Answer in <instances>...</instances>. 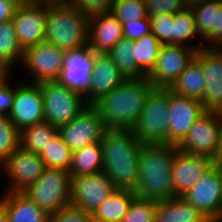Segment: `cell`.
<instances>
[{
  "mask_svg": "<svg viewBox=\"0 0 222 222\" xmlns=\"http://www.w3.org/2000/svg\"><path fill=\"white\" fill-rule=\"evenodd\" d=\"M153 87L147 77L128 78L91 105L106 129L133 130Z\"/></svg>",
  "mask_w": 222,
  "mask_h": 222,
  "instance_id": "obj_1",
  "label": "cell"
},
{
  "mask_svg": "<svg viewBox=\"0 0 222 222\" xmlns=\"http://www.w3.org/2000/svg\"><path fill=\"white\" fill-rule=\"evenodd\" d=\"M177 146L143 144L139 152L138 182L133 190L137 197L162 201L175 197L172 165Z\"/></svg>",
  "mask_w": 222,
  "mask_h": 222,
  "instance_id": "obj_2",
  "label": "cell"
},
{
  "mask_svg": "<svg viewBox=\"0 0 222 222\" xmlns=\"http://www.w3.org/2000/svg\"><path fill=\"white\" fill-rule=\"evenodd\" d=\"M101 144L104 174L118 189L134 190L143 143L132 130L106 129Z\"/></svg>",
  "mask_w": 222,
  "mask_h": 222,
  "instance_id": "obj_3",
  "label": "cell"
},
{
  "mask_svg": "<svg viewBox=\"0 0 222 222\" xmlns=\"http://www.w3.org/2000/svg\"><path fill=\"white\" fill-rule=\"evenodd\" d=\"M89 17L70 3L47 4L44 40L68 51L88 44Z\"/></svg>",
  "mask_w": 222,
  "mask_h": 222,
  "instance_id": "obj_4",
  "label": "cell"
},
{
  "mask_svg": "<svg viewBox=\"0 0 222 222\" xmlns=\"http://www.w3.org/2000/svg\"><path fill=\"white\" fill-rule=\"evenodd\" d=\"M169 105L170 88L153 87L132 130L140 142L167 145Z\"/></svg>",
  "mask_w": 222,
  "mask_h": 222,
  "instance_id": "obj_5",
  "label": "cell"
},
{
  "mask_svg": "<svg viewBox=\"0 0 222 222\" xmlns=\"http://www.w3.org/2000/svg\"><path fill=\"white\" fill-rule=\"evenodd\" d=\"M22 192L47 214L55 213L70 205L71 176L66 170L47 168Z\"/></svg>",
  "mask_w": 222,
  "mask_h": 222,
  "instance_id": "obj_6",
  "label": "cell"
},
{
  "mask_svg": "<svg viewBox=\"0 0 222 222\" xmlns=\"http://www.w3.org/2000/svg\"><path fill=\"white\" fill-rule=\"evenodd\" d=\"M44 104V118L54 126L69 123L88 103L80 94L57 81L40 83Z\"/></svg>",
  "mask_w": 222,
  "mask_h": 222,
  "instance_id": "obj_7",
  "label": "cell"
},
{
  "mask_svg": "<svg viewBox=\"0 0 222 222\" xmlns=\"http://www.w3.org/2000/svg\"><path fill=\"white\" fill-rule=\"evenodd\" d=\"M221 114L206 111L192 125L177 149L191 154L216 159L221 142Z\"/></svg>",
  "mask_w": 222,
  "mask_h": 222,
  "instance_id": "obj_8",
  "label": "cell"
},
{
  "mask_svg": "<svg viewBox=\"0 0 222 222\" xmlns=\"http://www.w3.org/2000/svg\"><path fill=\"white\" fill-rule=\"evenodd\" d=\"M96 54L88 44L66 51L62 70L56 80L83 96L88 104H91V81Z\"/></svg>",
  "mask_w": 222,
  "mask_h": 222,
  "instance_id": "obj_9",
  "label": "cell"
},
{
  "mask_svg": "<svg viewBox=\"0 0 222 222\" xmlns=\"http://www.w3.org/2000/svg\"><path fill=\"white\" fill-rule=\"evenodd\" d=\"M105 130L98 111L88 104L69 123L59 126L58 134L73 152L87 145L101 142Z\"/></svg>",
  "mask_w": 222,
  "mask_h": 222,
  "instance_id": "obj_10",
  "label": "cell"
},
{
  "mask_svg": "<svg viewBox=\"0 0 222 222\" xmlns=\"http://www.w3.org/2000/svg\"><path fill=\"white\" fill-rule=\"evenodd\" d=\"M196 52L195 48L183 45H161L155 66L147 76L148 81L154 87L170 88Z\"/></svg>",
  "mask_w": 222,
  "mask_h": 222,
  "instance_id": "obj_11",
  "label": "cell"
},
{
  "mask_svg": "<svg viewBox=\"0 0 222 222\" xmlns=\"http://www.w3.org/2000/svg\"><path fill=\"white\" fill-rule=\"evenodd\" d=\"M182 198L208 220H222V180L214 165L182 195Z\"/></svg>",
  "mask_w": 222,
  "mask_h": 222,
  "instance_id": "obj_12",
  "label": "cell"
},
{
  "mask_svg": "<svg viewBox=\"0 0 222 222\" xmlns=\"http://www.w3.org/2000/svg\"><path fill=\"white\" fill-rule=\"evenodd\" d=\"M117 187L104 172L71 179L70 204L93 214Z\"/></svg>",
  "mask_w": 222,
  "mask_h": 222,
  "instance_id": "obj_13",
  "label": "cell"
},
{
  "mask_svg": "<svg viewBox=\"0 0 222 222\" xmlns=\"http://www.w3.org/2000/svg\"><path fill=\"white\" fill-rule=\"evenodd\" d=\"M66 51L56 45L41 41L24 51L22 65L29 70L34 80L32 83L56 81L63 67Z\"/></svg>",
  "mask_w": 222,
  "mask_h": 222,
  "instance_id": "obj_14",
  "label": "cell"
},
{
  "mask_svg": "<svg viewBox=\"0 0 222 222\" xmlns=\"http://www.w3.org/2000/svg\"><path fill=\"white\" fill-rule=\"evenodd\" d=\"M0 167L8 180H11L10 189L7 192L24 191L29 185L35 183L47 169L39 154L28 152L21 147L15 150Z\"/></svg>",
  "mask_w": 222,
  "mask_h": 222,
  "instance_id": "obj_15",
  "label": "cell"
},
{
  "mask_svg": "<svg viewBox=\"0 0 222 222\" xmlns=\"http://www.w3.org/2000/svg\"><path fill=\"white\" fill-rule=\"evenodd\" d=\"M8 118L20 131L45 121L40 83L22 81L16 84V95Z\"/></svg>",
  "mask_w": 222,
  "mask_h": 222,
  "instance_id": "obj_16",
  "label": "cell"
},
{
  "mask_svg": "<svg viewBox=\"0 0 222 222\" xmlns=\"http://www.w3.org/2000/svg\"><path fill=\"white\" fill-rule=\"evenodd\" d=\"M205 112L201 101L176 95L170 89L167 145L178 146L194 122Z\"/></svg>",
  "mask_w": 222,
  "mask_h": 222,
  "instance_id": "obj_17",
  "label": "cell"
},
{
  "mask_svg": "<svg viewBox=\"0 0 222 222\" xmlns=\"http://www.w3.org/2000/svg\"><path fill=\"white\" fill-rule=\"evenodd\" d=\"M47 3L32 2L16 8L12 22L20 47L25 51L44 41Z\"/></svg>",
  "mask_w": 222,
  "mask_h": 222,
  "instance_id": "obj_18",
  "label": "cell"
},
{
  "mask_svg": "<svg viewBox=\"0 0 222 222\" xmlns=\"http://www.w3.org/2000/svg\"><path fill=\"white\" fill-rule=\"evenodd\" d=\"M202 71L206 80L201 100L205 111L222 112V50L219 47L202 48Z\"/></svg>",
  "mask_w": 222,
  "mask_h": 222,
  "instance_id": "obj_19",
  "label": "cell"
},
{
  "mask_svg": "<svg viewBox=\"0 0 222 222\" xmlns=\"http://www.w3.org/2000/svg\"><path fill=\"white\" fill-rule=\"evenodd\" d=\"M213 165V159L178 150L172 165L175 197L184 195Z\"/></svg>",
  "mask_w": 222,
  "mask_h": 222,
  "instance_id": "obj_20",
  "label": "cell"
},
{
  "mask_svg": "<svg viewBox=\"0 0 222 222\" xmlns=\"http://www.w3.org/2000/svg\"><path fill=\"white\" fill-rule=\"evenodd\" d=\"M122 37V23L112 12L89 17L88 45L95 53L107 54Z\"/></svg>",
  "mask_w": 222,
  "mask_h": 222,
  "instance_id": "obj_21",
  "label": "cell"
},
{
  "mask_svg": "<svg viewBox=\"0 0 222 222\" xmlns=\"http://www.w3.org/2000/svg\"><path fill=\"white\" fill-rule=\"evenodd\" d=\"M0 206L10 222H47L48 214L23 192H5Z\"/></svg>",
  "mask_w": 222,
  "mask_h": 222,
  "instance_id": "obj_22",
  "label": "cell"
},
{
  "mask_svg": "<svg viewBox=\"0 0 222 222\" xmlns=\"http://www.w3.org/2000/svg\"><path fill=\"white\" fill-rule=\"evenodd\" d=\"M126 78L107 54L97 53L91 81V104L100 96L112 91Z\"/></svg>",
  "mask_w": 222,
  "mask_h": 222,
  "instance_id": "obj_23",
  "label": "cell"
},
{
  "mask_svg": "<svg viewBox=\"0 0 222 222\" xmlns=\"http://www.w3.org/2000/svg\"><path fill=\"white\" fill-rule=\"evenodd\" d=\"M206 80L202 71V48L196 52L193 60L170 87L179 96L202 100Z\"/></svg>",
  "mask_w": 222,
  "mask_h": 222,
  "instance_id": "obj_24",
  "label": "cell"
},
{
  "mask_svg": "<svg viewBox=\"0 0 222 222\" xmlns=\"http://www.w3.org/2000/svg\"><path fill=\"white\" fill-rule=\"evenodd\" d=\"M155 222H209V220L182 196L157 201Z\"/></svg>",
  "mask_w": 222,
  "mask_h": 222,
  "instance_id": "obj_25",
  "label": "cell"
},
{
  "mask_svg": "<svg viewBox=\"0 0 222 222\" xmlns=\"http://www.w3.org/2000/svg\"><path fill=\"white\" fill-rule=\"evenodd\" d=\"M69 174L72 178L103 172V148L101 142L73 151Z\"/></svg>",
  "mask_w": 222,
  "mask_h": 222,
  "instance_id": "obj_26",
  "label": "cell"
},
{
  "mask_svg": "<svg viewBox=\"0 0 222 222\" xmlns=\"http://www.w3.org/2000/svg\"><path fill=\"white\" fill-rule=\"evenodd\" d=\"M197 34L200 41H208L205 47H215V19L216 8L222 7V0H205L190 5ZM211 44V45H210Z\"/></svg>",
  "mask_w": 222,
  "mask_h": 222,
  "instance_id": "obj_27",
  "label": "cell"
},
{
  "mask_svg": "<svg viewBox=\"0 0 222 222\" xmlns=\"http://www.w3.org/2000/svg\"><path fill=\"white\" fill-rule=\"evenodd\" d=\"M136 197L133 190L117 188L92 214L94 221L120 222Z\"/></svg>",
  "mask_w": 222,
  "mask_h": 222,
  "instance_id": "obj_28",
  "label": "cell"
},
{
  "mask_svg": "<svg viewBox=\"0 0 222 222\" xmlns=\"http://www.w3.org/2000/svg\"><path fill=\"white\" fill-rule=\"evenodd\" d=\"M58 134V127L41 122L21 130L20 147L28 152L40 154Z\"/></svg>",
  "mask_w": 222,
  "mask_h": 222,
  "instance_id": "obj_29",
  "label": "cell"
},
{
  "mask_svg": "<svg viewBox=\"0 0 222 222\" xmlns=\"http://www.w3.org/2000/svg\"><path fill=\"white\" fill-rule=\"evenodd\" d=\"M161 45L152 33L134 41L132 52L138 66V78L147 77L153 70Z\"/></svg>",
  "mask_w": 222,
  "mask_h": 222,
  "instance_id": "obj_30",
  "label": "cell"
},
{
  "mask_svg": "<svg viewBox=\"0 0 222 222\" xmlns=\"http://www.w3.org/2000/svg\"><path fill=\"white\" fill-rule=\"evenodd\" d=\"M23 57L12 19L0 23V63L10 69L17 61L22 62Z\"/></svg>",
  "mask_w": 222,
  "mask_h": 222,
  "instance_id": "obj_31",
  "label": "cell"
},
{
  "mask_svg": "<svg viewBox=\"0 0 222 222\" xmlns=\"http://www.w3.org/2000/svg\"><path fill=\"white\" fill-rule=\"evenodd\" d=\"M198 36L191 7H187L173 14V45L192 47L198 51L205 47L203 43L201 45L187 43L190 41L189 39H194Z\"/></svg>",
  "mask_w": 222,
  "mask_h": 222,
  "instance_id": "obj_32",
  "label": "cell"
},
{
  "mask_svg": "<svg viewBox=\"0 0 222 222\" xmlns=\"http://www.w3.org/2000/svg\"><path fill=\"white\" fill-rule=\"evenodd\" d=\"M133 49L134 41L122 37L107 53L126 79L138 78V66L132 52Z\"/></svg>",
  "mask_w": 222,
  "mask_h": 222,
  "instance_id": "obj_33",
  "label": "cell"
},
{
  "mask_svg": "<svg viewBox=\"0 0 222 222\" xmlns=\"http://www.w3.org/2000/svg\"><path fill=\"white\" fill-rule=\"evenodd\" d=\"M39 156L45 162L47 168L69 171L73 152L63 142V138L57 134Z\"/></svg>",
  "mask_w": 222,
  "mask_h": 222,
  "instance_id": "obj_34",
  "label": "cell"
},
{
  "mask_svg": "<svg viewBox=\"0 0 222 222\" xmlns=\"http://www.w3.org/2000/svg\"><path fill=\"white\" fill-rule=\"evenodd\" d=\"M21 131L8 117L0 120V164L20 147Z\"/></svg>",
  "mask_w": 222,
  "mask_h": 222,
  "instance_id": "obj_35",
  "label": "cell"
},
{
  "mask_svg": "<svg viewBox=\"0 0 222 222\" xmlns=\"http://www.w3.org/2000/svg\"><path fill=\"white\" fill-rule=\"evenodd\" d=\"M111 12L121 23L149 17L145 0H115Z\"/></svg>",
  "mask_w": 222,
  "mask_h": 222,
  "instance_id": "obj_36",
  "label": "cell"
},
{
  "mask_svg": "<svg viewBox=\"0 0 222 222\" xmlns=\"http://www.w3.org/2000/svg\"><path fill=\"white\" fill-rule=\"evenodd\" d=\"M157 201L136 197L120 222H155Z\"/></svg>",
  "mask_w": 222,
  "mask_h": 222,
  "instance_id": "obj_37",
  "label": "cell"
},
{
  "mask_svg": "<svg viewBox=\"0 0 222 222\" xmlns=\"http://www.w3.org/2000/svg\"><path fill=\"white\" fill-rule=\"evenodd\" d=\"M151 33L162 45H173V15L153 14L149 15Z\"/></svg>",
  "mask_w": 222,
  "mask_h": 222,
  "instance_id": "obj_38",
  "label": "cell"
},
{
  "mask_svg": "<svg viewBox=\"0 0 222 222\" xmlns=\"http://www.w3.org/2000/svg\"><path fill=\"white\" fill-rule=\"evenodd\" d=\"M47 222H95L91 213L71 204L55 213L48 214Z\"/></svg>",
  "mask_w": 222,
  "mask_h": 222,
  "instance_id": "obj_39",
  "label": "cell"
},
{
  "mask_svg": "<svg viewBox=\"0 0 222 222\" xmlns=\"http://www.w3.org/2000/svg\"><path fill=\"white\" fill-rule=\"evenodd\" d=\"M147 12L153 14H170L173 15L178 11L190 7L187 0H145Z\"/></svg>",
  "mask_w": 222,
  "mask_h": 222,
  "instance_id": "obj_40",
  "label": "cell"
},
{
  "mask_svg": "<svg viewBox=\"0 0 222 222\" xmlns=\"http://www.w3.org/2000/svg\"><path fill=\"white\" fill-rule=\"evenodd\" d=\"M115 0H71L73 5L82 14L92 17L97 14L111 12Z\"/></svg>",
  "mask_w": 222,
  "mask_h": 222,
  "instance_id": "obj_41",
  "label": "cell"
},
{
  "mask_svg": "<svg viewBox=\"0 0 222 222\" xmlns=\"http://www.w3.org/2000/svg\"><path fill=\"white\" fill-rule=\"evenodd\" d=\"M123 37L131 41L138 40L139 38L151 33L150 18L145 17L136 21L122 22Z\"/></svg>",
  "mask_w": 222,
  "mask_h": 222,
  "instance_id": "obj_42",
  "label": "cell"
},
{
  "mask_svg": "<svg viewBox=\"0 0 222 222\" xmlns=\"http://www.w3.org/2000/svg\"><path fill=\"white\" fill-rule=\"evenodd\" d=\"M16 95V87L13 89L8 85V78L0 84V113L8 117L12 111L13 102Z\"/></svg>",
  "mask_w": 222,
  "mask_h": 222,
  "instance_id": "obj_43",
  "label": "cell"
},
{
  "mask_svg": "<svg viewBox=\"0 0 222 222\" xmlns=\"http://www.w3.org/2000/svg\"><path fill=\"white\" fill-rule=\"evenodd\" d=\"M17 6L7 0H0V23L11 20L14 17Z\"/></svg>",
  "mask_w": 222,
  "mask_h": 222,
  "instance_id": "obj_44",
  "label": "cell"
},
{
  "mask_svg": "<svg viewBox=\"0 0 222 222\" xmlns=\"http://www.w3.org/2000/svg\"><path fill=\"white\" fill-rule=\"evenodd\" d=\"M222 45V7L216 8L215 19V47Z\"/></svg>",
  "mask_w": 222,
  "mask_h": 222,
  "instance_id": "obj_45",
  "label": "cell"
},
{
  "mask_svg": "<svg viewBox=\"0 0 222 222\" xmlns=\"http://www.w3.org/2000/svg\"><path fill=\"white\" fill-rule=\"evenodd\" d=\"M10 73V69L3 63H0V84L4 82Z\"/></svg>",
  "mask_w": 222,
  "mask_h": 222,
  "instance_id": "obj_46",
  "label": "cell"
},
{
  "mask_svg": "<svg viewBox=\"0 0 222 222\" xmlns=\"http://www.w3.org/2000/svg\"><path fill=\"white\" fill-rule=\"evenodd\" d=\"M213 165L217 169L220 179L222 180V157L213 159Z\"/></svg>",
  "mask_w": 222,
  "mask_h": 222,
  "instance_id": "obj_47",
  "label": "cell"
},
{
  "mask_svg": "<svg viewBox=\"0 0 222 222\" xmlns=\"http://www.w3.org/2000/svg\"><path fill=\"white\" fill-rule=\"evenodd\" d=\"M7 1L11 2L12 4H14L17 7H20V6H24V5L30 4L34 0H7Z\"/></svg>",
  "mask_w": 222,
  "mask_h": 222,
  "instance_id": "obj_48",
  "label": "cell"
},
{
  "mask_svg": "<svg viewBox=\"0 0 222 222\" xmlns=\"http://www.w3.org/2000/svg\"><path fill=\"white\" fill-rule=\"evenodd\" d=\"M71 0H34V2L40 3H69Z\"/></svg>",
  "mask_w": 222,
  "mask_h": 222,
  "instance_id": "obj_49",
  "label": "cell"
},
{
  "mask_svg": "<svg viewBox=\"0 0 222 222\" xmlns=\"http://www.w3.org/2000/svg\"><path fill=\"white\" fill-rule=\"evenodd\" d=\"M0 222H10L8 215L1 206H0Z\"/></svg>",
  "mask_w": 222,
  "mask_h": 222,
  "instance_id": "obj_50",
  "label": "cell"
},
{
  "mask_svg": "<svg viewBox=\"0 0 222 222\" xmlns=\"http://www.w3.org/2000/svg\"><path fill=\"white\" fill-rule=\"evenodd\" d=\"M220 114H221V121H222V112ZM217 157H222V128H221L220 151H219V155Z\"/></svg>",
  "mask_w": 222,
  "mask_h": 222,
  "instance_id": "obj_51",
  "label": "cell"
},
{
  "mask_svg": "<svg viewBox=\"0 0 222 222\" xmlns=\"http://www.w3.org/2000/svg\"><path fill=\"white\" fill-rule=\"evenodd\" d=\"M187 1H188L189 5H192L194 3L205 1V0H187Z\"/></svg>",
  "mask_w": 222,
  "mask_h": 222,
  "instance_id": "obj_52",
  "label": "cell"
},
{
  "mask_svg": "<svg viewBox=\"0 0 222 222\" xmlns=\"http://www.w3.org/2000/svg\"><path fill=\"white\" fill-rule=\"evenodd\" d=\"M209 222H222V220H209Z\"/></svg>",
  "mask_w": 222,
  "mask_h": 222,
  "instance_id": "obj_53",
  "label": "cell"
},
{
  "mask_svg": "<svg viewBox=\"0 0 222 222\" xmlns=\"http://www.w3.org/2000/svg\"><path fill=\"white\" fill-rule=\"evenodd\" d=\"M95 222H117V221H95Z\"/></svg>",
  "mask_w": 222,
  "mask_h": 222,
  "instance_id": "obj_54",
  "label": "cell"
},
{
  "mask_svg": "<svg viewBox=\"0 0 222 222\" xmlns=\"http://www.w3.org/2000/svg\"><path fill=\"white\" fill-rule=\"evenodd\" d=\"M4 117H5V116H3V115L0 113V120L3 119Z\"/></svg>",
  "mask_w": 222,
  "mask_h": 222,
  "instance_id": "obj_55",
  "label": "cell"
}]
</instances>
